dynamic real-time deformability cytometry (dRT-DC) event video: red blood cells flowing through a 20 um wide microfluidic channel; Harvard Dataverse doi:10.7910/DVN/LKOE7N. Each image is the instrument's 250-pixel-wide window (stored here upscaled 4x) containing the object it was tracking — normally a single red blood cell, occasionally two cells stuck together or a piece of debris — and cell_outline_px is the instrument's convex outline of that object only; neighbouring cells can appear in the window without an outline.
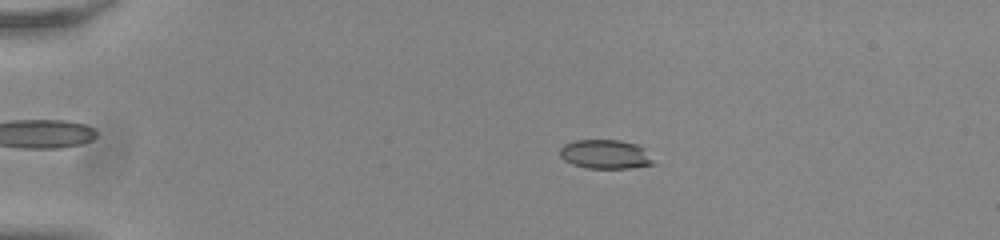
{"species": "common noctule bat (a hibernating species)", "species_latin": "Nyctalus noctula", "temperature_condition": "room temperature", "stored_images_in_passage": 55, "camera_frame_rate_fps": 3000, "um_per_image_px": 0.085, "animal": {"sex": "male", "body_mass_g": 20.0, "forearm_length_mm": 53.3}, "frame": {"image": 1, "passage_image": 12, "time_ms": 3.667, "image_size_px": [1000, 240], "cell_outline_px": [[656, 164], [632, 168], [584, 168], [572, 164], [564, 160], [560, 156], [560, 148], [564, 144], [576, 140], [620, 140], [636, 144], [644, 148]], "centroid_in_image_um": [51.46, 13.12], "position_along_channel_um": 33.5, "area_um2": 15.95}}
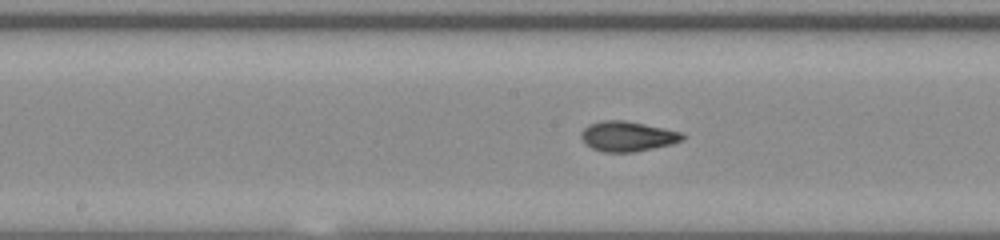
{"frame": {"image": 2, "passage_image": 30, "time_ms": 9.667, "image_size_px": [1000, 240], "cell_outline_px": [[684, 140], [672, 144], [636, 152], [604, 152], [592, 148], [584, 144], [580, 136], [580, 132], [588, 124], [604, 120], [624, 120], [684, 132]], "centroid_in_image_um": [53.33, 11.59], "position_along_channel_um": 194.9, "area_um2": 17.98}}
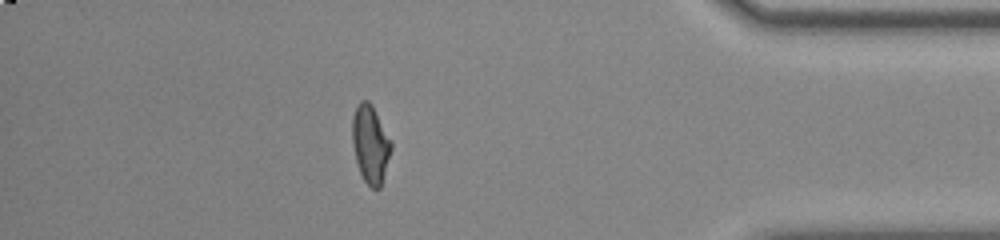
{"frame": {"image": 3, "passage_image": 49, "time_ms": 16.0, "image_size_px": [1000, 240], "cell_outline_px": [[392, 148], [380, 188], [372, 188], [364, 180], [360, 172], [356, 160], [352, 140], [352, 116], [360, 100], [368, 100], [372, 104], [392, 140]], "centroid_in_image_um": [31.49, 12.21], "position_along_channel_um": 403.7, "area_um2": 17.69}, "authors_computed_cell_mechanics": {"area_um2": 17.1088, "velocity_mm_per_s": 3.8174, "shape_relaxation_time_tau1_ms": null, "shape_relaxation_time_tau2_ms": 1.1269, "deformation_change_tau1": null, "deformation_change_tau2": 0.0661}}